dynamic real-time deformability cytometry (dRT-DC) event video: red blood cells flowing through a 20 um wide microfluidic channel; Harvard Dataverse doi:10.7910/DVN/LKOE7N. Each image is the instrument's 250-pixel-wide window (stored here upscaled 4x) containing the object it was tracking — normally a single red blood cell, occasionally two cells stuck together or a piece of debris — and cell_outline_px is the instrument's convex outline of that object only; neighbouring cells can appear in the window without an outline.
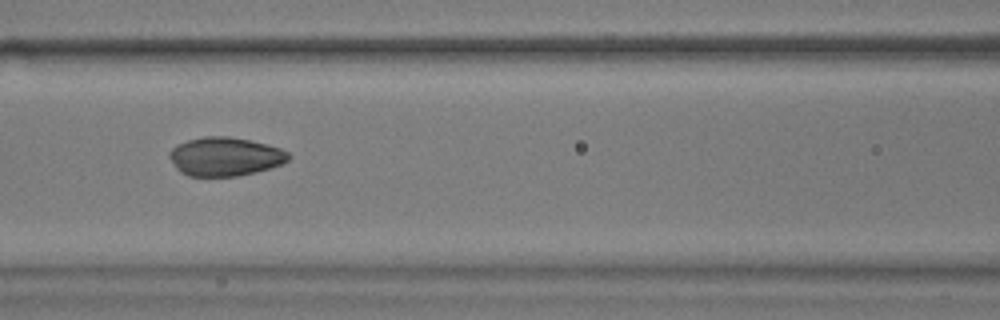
{"species": "common noctule bat (a hibernating species)", "species_latin": "Nyctalus noctula", "temperature_condition": "warm", "stored_images_in_passage": 49, "camera_frame_rate_fps": 3000, "um_per_image_px": 0.085, "animal": {"sex": "male", "body_mass_g": 17.9}, "frame": {"image": 1, "passage_image": 18, "time_ms": 5.667, "image_size_px": [1000, 320], "cell_outline_px": [[292, 156], [288, 160], [280, 164], [256, 172], [236, 176], [188, 176], [180, 172], [176, 168], [168, 156], [168, 152], [176, 144], [188, 140], [204, 136], [228, 136], [268, 144], [280, 148], [288, 152]], "centroid_in_image_um": [19.1, 13.3], "position_along_channel_um": 147.5, "area_um2": 26.93}}
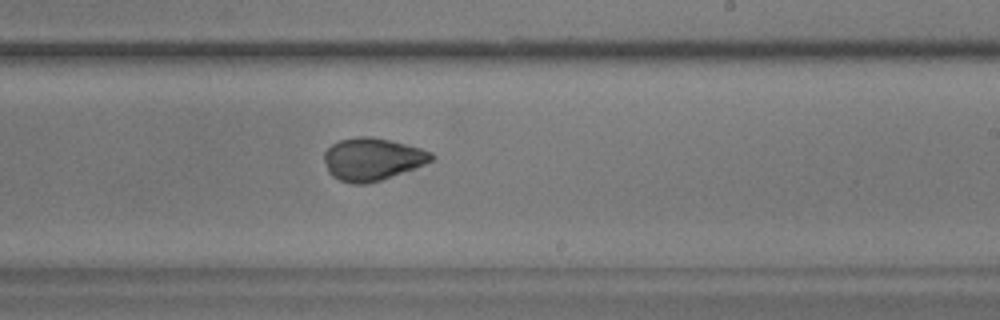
{"frame": {"image": 2, "passage_image": 27, "time_ms": 8.667, "image_size_px": [1000, 320], "cell_outline_px": [[436, 156], [432, 160], [416, 168], [368, 184], [352, 184], [340, 180], [332, 176], [328, 172], [324, 160], [324, 152], [332, 144], [340, 140], [356, 136], [372, 136], [392, 140], [420, 148], [432, 152]], "centroid_in_image_um": [31.64, 13.52], "position_along_channel_um": 257.4, "area_um2": 26.76}}
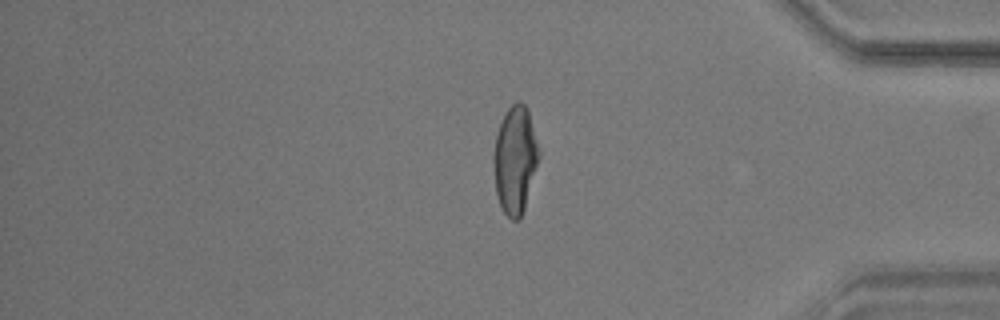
{"frame": {"image": 3, "passage_image": 40, "time_ms": 13.0, "image_size_px": [1000, 320], "cell_outline_px": [[540, 156], [524, 208], [520, 220], [512, 220], [504, 212], [500, 204], [496, 192], [492, 164], [492, 156], [496, 136], [504, 112], [516, 100], [520, 100], [528, 108], [540, 148]], "centroid_in_image_um": [43.78, 13.53], "position_along_channel_um": 391.4, "area_um2": 28.73}, "authors_computed_cell_mechanics": {"area_um2": 27.744, "velocity_mm_per_s": 3.673, "shape_relaxation_time_tau1_ms": 4.6277, "shape_relaxation_time_tau2_ms": 1.6436, "deformation_change_tau1": 0.1256, "deformation_change_tau2": 0.0472}}